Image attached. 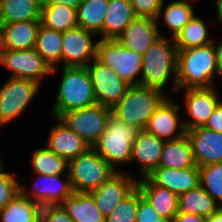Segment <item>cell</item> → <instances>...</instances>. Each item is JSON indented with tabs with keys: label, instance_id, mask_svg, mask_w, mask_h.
Instances as JSON below:
<instances>
[{
	"label": "cell",
	"instance_id": "6da1fadb",
	"mask_svg": "<svg viewBox=\"0 0 222 222\" xmlns=\"http://www.w3.org/2000/svg\"><path fill=\"white\" fill-rule=\"evenodd\" d=\"M220 77L215 41L197 48L177 50V89L216 86Z\"/></svg>",
	"mask_w": 222,
	"mask_h": 222
},
{
	"label": "cell",
	"instance_id": "7a4b0ae2",
	"mask_svg": "<svg viewBox=\"0 0 222 222\" xmlns=\"http://www.w3.org/2000/svg\"><path fill=\"white\" fill-rule=\"evenodd\" d=\"M141 85L158 89L163 93L169 80L177 91V48L173 38L160 36L142 57Z\"/></svg>",
	"mask_w": 222,
	"mask_h": 222
},
{
	"label": "cell",
	"instance_id": "3957f363",
	"mask_svg": "<svg viewBox=\"0 0 222 222\" xmlns=\"http://www.w3.org/2000/svg\"><path fill=\"white\" fill-rule=\"evenodd\" d=\"M62 78L54 104L50 109L53 118L63 113L96 104L91 77L87 67H62Z\"/></svg>",
	"mask_w": 222,
	"mask_h": 222
},
{
	"label": "cell",
	"instance_id": "277c9868",
	"mask_svg": "<svg viewBox=\"0 0 222 222\" xmlns=\"http://www.w3.org/2000/svg\"><path fill=\"white\" fill-rule=\"evenodd\" d=\"M167 95L148 86L131 85L121 100L112 108V115L126 124L144 130L149 118Z\"/></svg>",
	"mask_w": 222,
	"mask_h": 222
},
{
	"label": "cell",
	"instance_id": "5b68a950",
	"mask_svg": "<svg viewBox=\"0 0 222 222\" xmlns=\"http://www.w3.org/2000/svg\"><path fill=\"white\" fill-rule=\"evenodd\" d=\"M139 129L126 124L113 115L107 121L106 129L92 147L116 171L117 166L131 163L132 145Z\"/></svg>",
	"mask_w": 222,
	"mask_h": 222
},
{
	"label": "cell",
	"instance_id": "8992f818",
	"mask_svg": "<svg viewBox=\"0 0 222 222\" xmlns=\"http://www.w3.org/2000/svg\"><path fill=\"white\" fill-rule=\"evenodd\" d=\"M116 172L93 148L69 160L68 174L74 192L90 193Z\"/></svg>",
	"mask_w": 222,
	"mask_h": 222
},
{
	"label": "cell",
	"instance_id": "52a82bcc",
	"mask_svg": "<svg viewBox=\"0 0 222 222\" xmlns=\"http://www.w3.org/2000/svg\"><path fill=\"white\" fill-rule=\"evenodd\" d=\"M142 57L123 47L116 39L98 40L96 58L112 68L130 86L141 85Z\"/></svg>",
	"mask_w": 222,
	"mask_h": 222
},
{
	"label": "cell",
	"instance_id": "ba28073f",
	"mask_svg": "<svg viewBox=\"0 0 222 222\" xmlns=\"http://www.w3.org/2000/svg\"><path fill=\"white\" fill-rule=\"evenodd\" d=\"M0 86V129L25 113L41 85L22 78H7Z\"/></svg>",
	"mask_w": 222,
	"mask_h": 222
},
{
	"label": "cell",
	"instance_id": "9c48e42d",
	"mask_svg": "<svg viewBox=\"0 0 222 222\" xmlns=\"http://www.w3.org/2000/svg\"><path fill=\"white\" fill-rule=\"evenodd\" d=\"M112 109L98 103L63 113L59 118L92 148L106 129Z\"/></svg>",
	"mask_w": 222,
	"mask_h": 222
},
{
	"label": "cell",
	"instance_id": "30bf717a",
	"mask_svg": "<svg viewBox=\"0 0 222 222\" xmlns=\"http://www.w3.org/2000/svg\"><path fill=\"white\" fill-rule=\"evenodd\" d=\"M89 71L96 102L112 109L125 95L130 86L107 65L97 58L87 66Z\"/></svg>",
	"mask_w": 222,
	"mask_h": 222
},
{
	"label": "cell",
	"instance_id": "8fae6325",
	"mask_svg": "<svg viewBox=\"0 0 222 222\" xmlns=\"http://www.w3.org/2000/svg\"><path fill=\"white\" fill-rule=\"evenodd\" d=\"M98 36L81 27L62 33L61 64L63 67H87L96 58Z\"/></svg>",
	"mask_w": 222,
	"mask_h": 222
},
{
	"label": "cell",
	"instance_id": "7c38bea8",
	"mask_svg": "<svg viewBox=\"0 0 222 222\" xmlns=\"http://www.w3.org/2000/svg\"><path fill=\"white\" fill-rule=\"evenodd\" d=\"M0 65L10 71V78H22L39 83L51 75L52 69L35 48L6 50Z\"/></svg>",
	"mask_w": 222,
	"mask_h": 222
},
{
	"label": "cell",
	"instance_id": "4fadbf2b",
	"mask_svg": "<svg viewBox=\"0 0 222 222\" xmlns=\"http://www.w3.org/2000/svg\"><path fill=\"white\" fill-rule=\"evenodd\" d=\"M184 90V110L186 120L183 119L185 130L204 126L216 106L222 101L216 91V86L207 88L177 89V93ZM190 118V120H189Z\"/></svg>",
	"mask_w": 222,
	"mask_h": 222
},
{
	"label": "cell",
	"instance_id": "5bb4252c",
	"mask_svg": "<svg viewBox=\"0 0 222 222\" xmlns=\"http://www.w3.org/2000/svg\"><path fill=\"white\" fill-rule=\"evenodd\" d=\"M181 105L168 96L149 118L145 130L162 140H174L186 134L183 118L179 116Z\"/></svg>",
	"mask_w": 222,
	"mask_h": 222
},
{
	"label": "cell",
	"instance_id": "9a60e30c",
	"mask_svg": "<svg viewBox=\"0 0 222 222\" xmlns=\"http://www.w3.org/2000/svg\"><path fill=\"white\" fill-rule=\"evenodd\" d=\"M137 187V180L117 171L106 182L91 191L101 214L109 215L125 197Z\"/></svg>",
	"mask_w": 222,
	"mask_h": 222
},
{
	"label": "cell",
	"instance_id": "2e32d148",
	"mask_svg": "<svg viewBox=\"0 0 222 222\" xmlns=\"http://www.w3.org/2000/svg\"><path fill=\"white\" fill-rule=\"evenodd\" d=\"M198 167L222 162V133L204 126L186 131Z\"/></svg>",
	"mask_w": 222,
	"mask_h": 222
},
{
	"label": "cell",
	"instance_id": "e0dca14e",
	"mask_svg": "<svg viewBox=\"0 0 222 222\" xmlns=\"http://www.w3.org/2000/svg\"><path fill=\"white\" fill-rule=\"evenodd\" d=\"M159 37L160 34L156 19L137 16L116 40L123 47L144 55Z\"/></svg>",
	"mask_w": 222,
	"mask_h": 222
},
{
	"label": "cell",
	"instance_id": "ac0fdd59",
	"mask_svg": "<svg viewBox=\"0 0 222 222\" xmlns=\"http://www.w3.org/2000/svg\"><path fill=\"white\" fill-rule=\"evenodd\" d=\"M61 175L37 174L34 183L27 189L20 183V193L30 200L50 199L62 204L63 201L74 193L69 174H66V181Z\"/></svg>",
	"mask_w": 222,
	"mask_h": 222
},
{
	"label": "cell",
	"instance_id": "d6986e66",
	"mask_svg": "<svg viewBox=\"0 0 222 222\" xmlns=\"http://www.w3.org/2000/svg\"><path fill=\"white\" fill-rule=\"evenodd\" d=\"M147 177L155 184L167 188L176 195L185 193L200 185L198 166L185 169L158 167Z\"/></svg>",
	"mask_w": 222,
	"mask_h": 222
},
{
	"label": "cell",
	"instance_id": "ffe728a7",
	"mask_svg": "<svg viewBox=\"0 0 222 222\" xmlns=\"http://www.w3.org/2000/svg\"><path fill=\"white\" fill-rule=\"evenodd\" d=\"M52 126L46 141V147L56 155L68 161L85 153L90 146L74 131H72L60 118Z\"/></svg>",
	"mask_w": 222,
	"mask_h": 222
},
{
	"label": "cell",
	"instance_id": "44dd1931",
	"mask_svg": "<svg viewBox=\"0 0 222 222\" xmlns=\"http://www.w3.org/2000/svg\"><path fill=\"white\" fill-rule=\"evenodd\" d=\"M165 140L140 130L132 145L131 163L136 161L140 164V177H146L155 168L159 167L161 153Z\"/></svg>",
	"mask_w": 222,
	"mask_h": 222
},
{
	"label": "cell",
	"instance_id": "7402d4cb",
	"mask_svg": "<svg viewBox=\"0 0 222 222\" xmlns=\"http://www.w3.org/2000/svg\"><path fill=\"white\" fill-rule=\"evenodd\" d=\"M137 187L158 214L172 222L178 213V195L155 185L147 176L137 179Z\"/></svg>",
	"mask_w": 222,
	"mask_h": 222
},
{
	"label": "cell",
	"instance_id": "603a6c76",
	"mask_svg": "<svg viewBox=\"0 0 222 222\" xmlns=\"http://www.w3.org/2000/svg\"><path fill=\"white\" fill-rule=\"evenodd\" d=\"M136 17L130 0H109L101 39H117Z\"/></svg>",
	"mask_w": 222,
	"mask_h": 222
},
{
	"label": "cell",
	"instance_id": "cb8c5ba5",
	"mask_svg": "<svg viewBox=\"0 0 222 222\" xmlns=\"http://www.w3.org/2000/svg\"><path fill=\"white\" fill-rule=\"evenodd\" d=\"M163 0L159 14L156 18L160 36H163L160 30V22L171 31V38L175 37L182 31L183 27L195 15L194 3L187 0H174L168 4H164ZM166 5V6H164ZM163 15V16H162ZM163 17V18H162ZM162 18V21L159 19Z\"/></svg>",
	"mask_w": 222,
	"mask_h": 222
},
{
	"label": "cell",
	"instance_id": "d4e9b609",
	"mask_svg": "<svg viewBox=\"0 0 222 222\" xmlns=\"http://www.w3.org/2000/svg\"><path fill=\"white\" fill-rule=\"evenodd\" d=\"M2 25L6 50L17 51L35 48L41 20L20 21Z\"/></svg>",
	"mask_w": 222,
	"mask_h": 222
},
{
	"label": "cell",
	"instance_id": "484cf974",
	"mask_svg": "<svg viewBox=\"0 0 222 222\" xmlns=\"http://www.w3.org/2000/svg\"><path fill=\"white\" fill-rule=\"evenodd\" d=\"M197 166L187 134L174 140H165L159 167L185 169Z\"/></svg>",
	"mask_w": 222,
	"mask_h": 222
},
{
	"label": "cell",
	"instance_id": "4316f807",
	"mask_svg": "<svg viewBox=\"0 0 222 222\" xmlns=\"http://www.w3.org/2000/svg\"><path fill=\"white\" fill-rule=\"evenodd\" d=\"M61 205L73 222H105L91 193L74 192Z\"/></svg>",
	"mask_w": 222,
	"mask_h": 222
},
{
	"label": "cell",
	"instance_id": "83f0119b",
	"mask_svg": "<svg viewBox=\"0 0 222 222\" xmlns=\"http://www.w3.org/2000/svg\"><path fill=\"white\" fill-rule=\"evenodd\" d=\"M42 0H0V23L41 20Z\"/></svg>",
	"mask_w": 222,
	"mask_h": 222
},
{
	"label": "cell",
	"instance_id": "f1b7e54d",
	"mask_svg": "<svg viewBox=\"0 0 222 222\" xmlns=\"http://www.w3.org/2000/svg\"><path fill=\"white\" fill-rule=\"evenodd\" d=\"M35 49L52 69L51 75L57 73V64H61L62 32L46 28L41 24L37 33Z\"/></svg>",
	"mask_w": 222,
	"mask_h": 222
},
{
	"label": "cell",
	"instance_id": "f546056e",
	"mask_svg": "<svg viewBox=\"0 0 222 222\" xmlns=\"http://www.w3.org/2000/svg\"><path fill=\"white\" fill-rule=\"evenodd\" d=\"M109 0H83L76 9L78 27L95 33L101 39Z\"/></svg>",
	"mask_w": 222,
	"mask_h": 222
},
{
	"label": "cell",
	"instance_id": "4dcf8cb0",
	"mask_svg": "<svg viewBox=\"0 0 222 222\" xmlns=\"http://www.w3.org/2000/svg\"><path fill=\"white\" fill-rule=\"evenodd\" d=\"M41 24L62 33L76 28V8L64 4H42Z\"/></svg>",
	"mask_w": 222,
	"mask_h": 222
},
{
	"label": "cell",
	"instance_id": "1f68e13d",
	"mask_svg": "<svg viewBox=\"0 0 222 222\" xmlns=\"http://www.w3.org/2000/svg\"><path fill=\"white\" fill-rule=\"evenodd\" d=\"M174 40L177 50H185L208 45L215 38L209 36V27L204 19L195 14Z\"/></svg>",
	"mask_w": 222,
	"mask_h": 222
},
{
	"label": "cell",
	"instance_id": "d6a6232c",
	"mask_svg": "<svg viewBox=\"0 0 222 222\" xmlns=\"http://www.w3.org/2000/svg\"><path fill=\"white\" fill-rule=\"evenodd\" d=\"M219 206L201 185L178 195V212L207 217Z\"/></svg>",
	"mask_w": 222,
	"mask_h": 222
},
{
	"label": "cell",
	"instance_id": "836d02e7",
	"mask_svg": "<svg viewBox=\"0 0 222 222\" xmlns=\"http://www.w3.org/2000/svg\"><path fill=\"white\" fill-rule=\"evenodd\" d=\"M30 160V165L36 174L48 176L68 174L69 161L56 155L47 147L34 150Z\"/></svg>",
	"mask_w": 222,
	"mask_h": 222
},
{
	"label": "cell",
	"instance_id": "e575fe53",
	"mask_svg": "<svg viewBox=\"0 0 222 222\" xmlns=\"http://www.w3.org/2000/svg\"><path fill=\"white\" fill-rule=\"evenodd\" d=\"M0 222H35L31 200L18 193L0 211Z\"/></svg>",
	"mask_w": 222,
	"mask_h": 222
},
{
	"label": "cell",
	"instance_id": "d590c367",
	"mask_svg": "<svg viewBox=\"0 0 222 222\" xmlns=\"http://www.w3.org/2000/svg\"><path fill=\"white\" fill-rule=\"evenodd\" d=\"M200 185L222 206V162L199 167Z\"/></svg>",
	"mask_w": 222,
	"mask_h": 222
},
{
	"label": "cell",
	"instance_id": "8d00e7d4",
	"mask_svg": "<svg viewBox=\"0 0 222 222\" xmlns=\"http://www.w3.org/2000/svg\"><path fill=\"white\" fill-rule=\"evenodd\" d=\"M138 208V187L125 197L117 207L105 217V222H136Z\"/></svg>",
	"mask_w": 222,
	"mask_h": 222
},
{
	"label": "cell",
	"instance_id": "74e56055",
	"mask_svg": "<svg viewBox=\"0 0 222 222\" xmlns=\"http://www.w3.org/2000/svg\"><path fill=\"white\" fill-rule=\"evenodd\" d=\"M20 193V182L14 173L5 172L0 176V211Z\"/></svg>",
	"mask_w": 222,
	"mask_h": 222
},
{
	"label": "cell",
	"instance_id": "f35d334b",
	"mask_svg": "<svg viewBox=\"0 0 222 222\" xmlns=\"http://www.w3.org/2000/svg\"><path fill=\"white\" fill-rule=\"evenodd\" d=\"M35 222H45L52 217L61 206L57 201L50 199L31 200Z\"/></svg>",
	"mask_w": 222,
	"mask_h": 222
},
{
	"label": "cell",
	"instance_id": "ab89813d",
	"mask_svg": "<svg viewBox=\"0 0 222 222\" xmlns=\"http://www.w3.org/2000/svg\"><path fill=\"white\" fill-rule=\"evenodd\" d=\"M136 222H170L168 219L161 217L158 214V212L152 207L150 202L142 196L139 188Z\"/></svg>",
	"mask_w": 222,
	"mask_h": 222
},
{
	"label": "cell",
	"instance_id": "60d3db41",
	"mask_svg": "<svg viewBox=\"0 0 222 222\" xmlns=\"http://www.w3.org/2000/svg\"><path fill=\"white\" fill-rule=\"evenodd\" d=\"M137 16L156 19L163 0H130Z\"/></svg>",
	"mask_w": 222,
	"mask_h": 222
},
{
	"label": "cell",
	"instance_id": "b9f144b4",
	"mask_svg": "<svg viewBox=\"0 0 222 222\" xmlns=\"http://www.w3.org/2000/svg\"><path fill=\"white\" fill-rule=\"evenodd\" d=\"M204 127L222 133V101L216 106Z\"/></svg>",
	"mask_w": 222,
	"mask_h": 222
},
{
	"label": "cell",
	"instance_id": "7bdbcfd3",
	"mask_svg": "<svg viewBox=\"0 0 222 222\" xmlns=\"http://www.w3.org/2000/svg\"><path fill=\"white\" fill-rule=\"evenodd\" d=\"M172 222H205V217L196 214L178 212Z\"/></svg>",
	"mask_w": 222,
	"mask_h": 222
},
{
	"label": "cell",
	"instance_id": "ee69618b",
	"mask_svg": "<svg viewBox=\"0 0 222 222\" xmlns=\"http://www.w3.org/2000/svg\"><path fill=\"white\" fill-rule=\"evenodd\" d=\"M45 222H73V220L70 218V216L67 214L66 210L61 205L55 214L50 217Z\"/></svg>",
	"mask_w": 222,
	"mask_h": 222
},
{
	"label": "cell",
	"instance_id": "f6af8a7d",
	"mask_svg": "<svg viewBox=\"0 0 222 222\" xmlns=\"http://www.w3.org/2000/svg\"><path fill=\"white\" fill-rule=\"evenodd\" d=\"M83 0H42V4H64L73 8H78Z\"/></svg>",
	"mask_w": 222,
	"mask_h": 222
},
{
	"label": "cell",
	"instance_id": "bcb514c9",
	"mask_svg": "<svg viewBox=\"0 0 222 222\" xmlns=\"http://www.w3.org/2000/svg\"><path fill=\"white\" fill-rule=\"evenodd\" d=\"M205 222H222V206H219L209 216L205 217Z\"/></svg>",
	"mask_w": 222,
	"mask_h": 222
},
{
	"label": "cell",
	"instance_id": "7dc6e473",
	"mask_svg": "<svg viewBox=\"0 0 222 222\" xmlns=\"http://www.w3.org/2000/svg\"><path fill=\"white\" fill-rule=\"evenodd\" d=\"M215 49L217 54V64L220 72V77L222 79V41L215 40Z\"/></svg>",
	"mask_w": 222,
	"mask_h": 222
},
{
	"label": "cell",
	"instance_id": "c3c4849f",
	"mask_svg": "<svg viewBox=\"0 0 222 222\" xmlns=\"http://www.w3.org/2000/svg\"><path fill=\"white\" fill-rule=\"evenodd\" d=\"M6 52L3 25L0 23V62Z\"/></svg>",
	"mask_w": 222,
	"mask_h": 222
},
{
	"label": "cell",
	"instance_id": "681fc988",
	"mask_svg": "<svg viewBox=\"0 0 222 222\" xmlns=\"http://www.w3.org/2000/svg\"><path fill=\"white\" fill-rule=\"evenodd\" d=\"M215 7H216V15H217V19L219 20L218 21V24L222 23V0H215Z\"/></svg>",
	"mask_w": 222,
	"mask_h": 222
},
{
	"label": "cell",
	"instance_id": "f907efd6",
	"mask_svg": "<svg viewBox=\"0 0 222 222\" xmlns=\"http://www.w3.org/2000/svg\"><path fill=\"white\" fill-rule=\"evenodd\" d=\"M3 157L0 155V176L3 175L6 171H4V162H3Z\"/></svg>",
	"mask_w": 222,
	"mask_h": 222
}]
</instances>
